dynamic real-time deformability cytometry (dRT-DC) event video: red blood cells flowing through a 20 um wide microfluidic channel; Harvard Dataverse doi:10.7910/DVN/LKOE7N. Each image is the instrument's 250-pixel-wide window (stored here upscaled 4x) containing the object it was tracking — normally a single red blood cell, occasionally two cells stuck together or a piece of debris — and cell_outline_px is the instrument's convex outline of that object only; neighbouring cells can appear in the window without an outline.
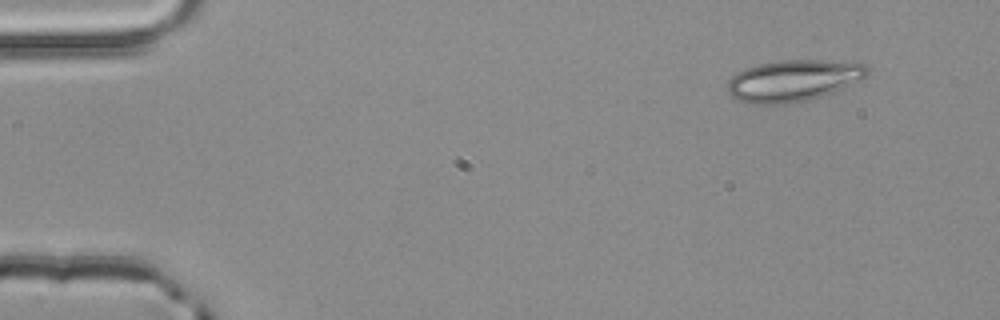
{"species": "common noctule bat (a hibernating species)", "species_latin": "Nyctalus noctula", "temperature_condition": "room temperature", "stored_images_in_passage": 4, "camera_frame_rate_fps": 3000, "um_per_image_px": 0.085, "animal": {"sex": "male", "body_mass_g": 20.4}, "frame": {"image": 1, "passage_image": 1, "time_ms": 0.0, "image_size_px": [1000, 320], "cell_outline_px": [[868, 76], [832, 92], [808, 100], [792, 104], [748, 104], [736, 100], [728, 92], [724, 84], [736, 72], [744, 68], [760, 64], [780, 60], [824, 60], [864, 64], [868, 68]], "centroid_in_image_um": [67.34, 6.86], "position_along_channel_um": 17.7, "area_um2": 33.99}}